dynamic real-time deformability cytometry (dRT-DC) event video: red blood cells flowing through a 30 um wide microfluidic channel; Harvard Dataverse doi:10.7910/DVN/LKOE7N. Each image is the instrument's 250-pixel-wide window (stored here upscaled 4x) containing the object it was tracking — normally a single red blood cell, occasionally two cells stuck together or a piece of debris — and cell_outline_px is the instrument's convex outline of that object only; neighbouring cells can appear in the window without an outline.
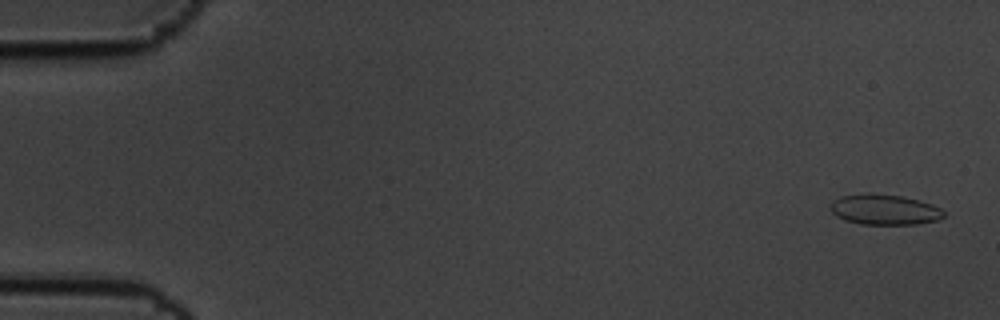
{"species": "common noctule bat (a hibernating species)", "species_latin": "Nyctalus noctula", "temperature_condition": "cold", "stored_images_in_passage": 6, "camera_frame_rate_fps": 3000, "um_per_image_px": 0.085, "animal": {"sex": "male", "body_mass_g": 19.5, "forearm_length_mm": 54.6}, "frame": {"image": 1, "passage_image": 1, "time_ms": 0.0, "image_size_px": [1000, 320], "cell_outline_px": [[944, 216], [940, 220], [916, 224], [860, 224], [844, 220], [836, 216], [832, 212], [832, 204], [840, 196], [868, 192], [904, 196], [932, 204], [940, 208], [944, 212]], "centroid_in_image_um": [75.21, 17.81], "position_along_channel_um": 9.8, "area_um2": 20.17}}
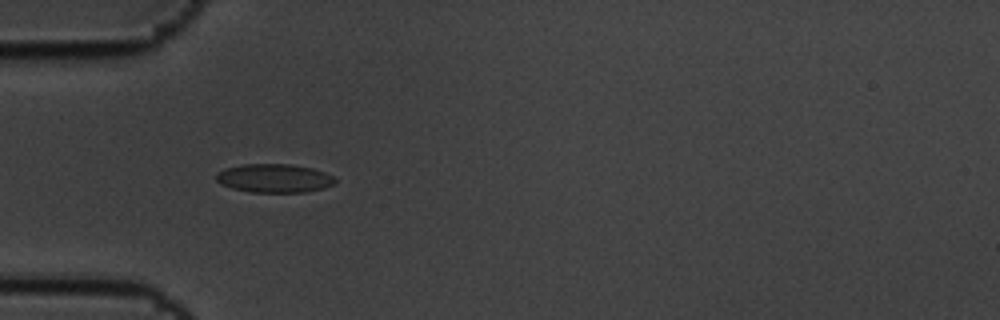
{"frame": {"image": 2, "passage_image": 5, "time_ms": 1.333, "image_size_px": [1000, 320], "cell_outline_px": [[336, 184], [324, 188], [304, 192], [252, 192], [232, 188], [220, 184], [216, 180], [216, 172], [224, 168], [244, 164], [292, 164], [312, 168], [324, 172], [332, 176], [336, 180]], "centroid_in_image_um": [23.3, 15.14], "position_along_channel_um": 61.7, "area_um2": 19.94}}
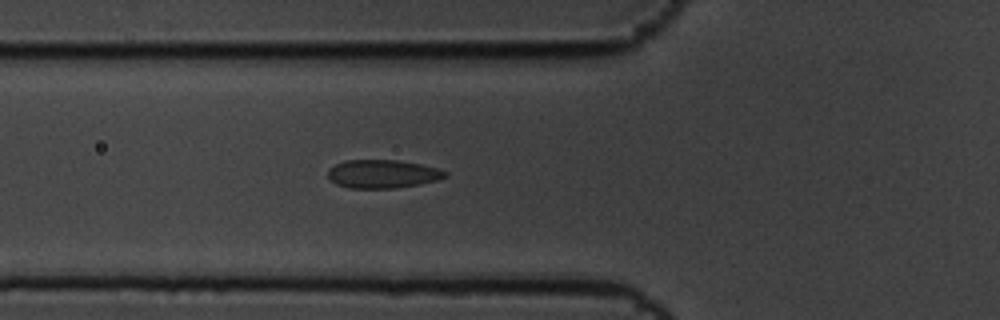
{"frame": {"image": 3, "passage_image": 6, "time_ms": 1.667, "image_size_px": [1000, 320], "cell_outline_px": [[448, 176], [436, 180], [420, 184], [396, 188], [348, 188], [336, 184], [328, 176], [328, 168], [344, 160], [396, 160], [420, 164], [436, 168], [448, 172]], "centroid_in_image_um": [32.51, 14.78], "position_along_channel_um": 93.3, "area_um2": 19.36}}